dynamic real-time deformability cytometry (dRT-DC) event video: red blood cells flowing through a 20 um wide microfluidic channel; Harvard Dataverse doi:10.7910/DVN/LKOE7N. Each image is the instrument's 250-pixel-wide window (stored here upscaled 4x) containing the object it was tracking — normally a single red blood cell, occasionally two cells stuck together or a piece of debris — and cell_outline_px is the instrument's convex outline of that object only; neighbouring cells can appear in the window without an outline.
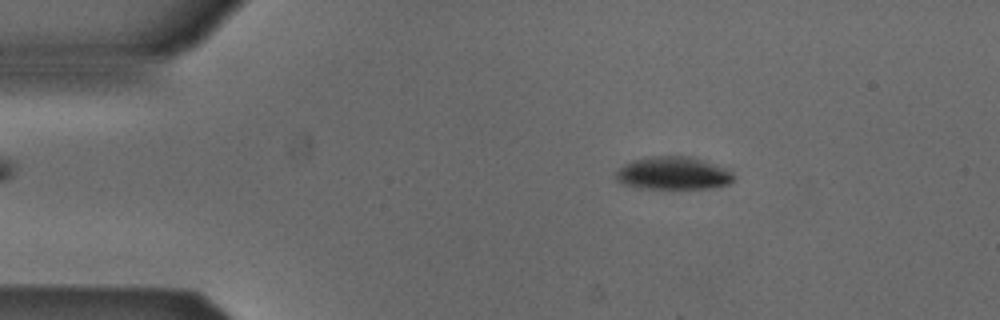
{"species": "Egyptian fruit bat (a non-hibernating species)", "species_latin": "Rousettus aegyptiacus", "temperature_condition": "cold", "stored_images_in_passage": 52, "camera_frame_rate_fps": 3000, "um_per_image_px": 0.085, "animal": {"sex": "male"}, "frame": {"image": 1, "passage_image": 8, "time_ms": 2.333, "image_size_px": [1000, 320], "cell_outline_px": [[732, 180], [728, 184], [716, 188], [672, 192], [636, 188], [620, 184], [616, 180], [616, 172], [624, 164], [632, 160], [652, 156], [696, 156], [724, 168], [732, 172]], "centroid_in_image_um": [57.2, 14.79], "position_along_channel_um": 27.8, "area_um2": 23.87}}
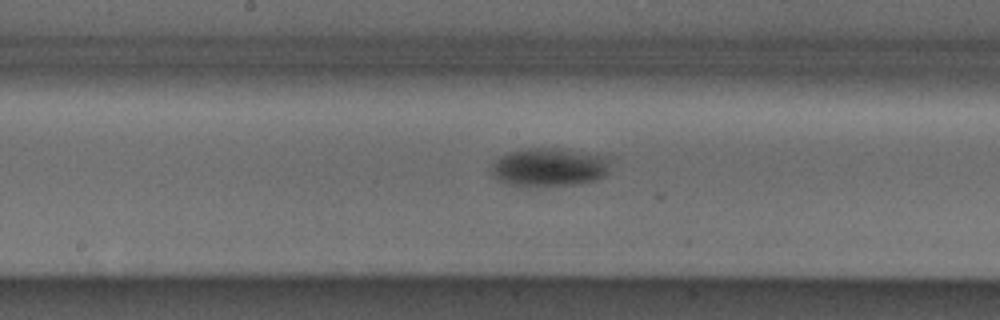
{"frame": {"image": 2, "passage_image": 26, "time_ms": 8.333, "image_size_px": [1000, 320], "cell_outline_px": [[608, 172], [604, 176], [596, 180], [580, 184], [520, 188], [496, 180], [492, 176], [488, 168], [496, 160], [508, 152], [528, 148], [560, 148], [608, 156]], "centroid_in_image_um": [46.62, 14.24], "position_along_channel_um": 201.6, "area_um2": 27.4}}
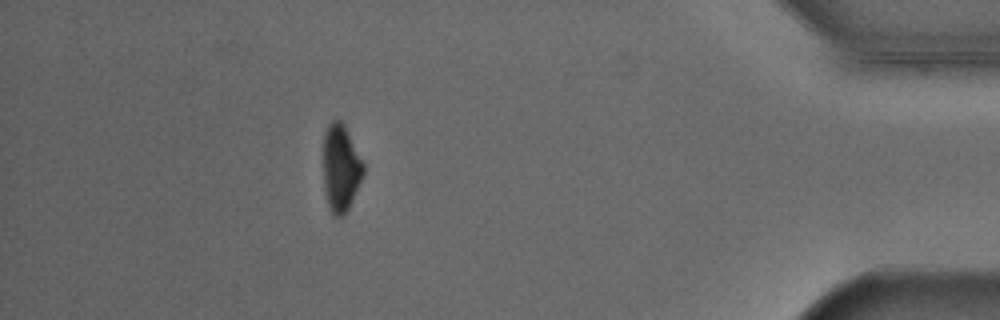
{"frame": {"image": 3, "passage_image": 46, "time_ms": 15.0, "image_size_px": [1000, 320], "cell_outline_px": [[364, 172], [348, 208], [344, 216], [332, 216], [324, 192], [324, 132], [328, 124], [332, 120], [340, 120], [344, 124], [364, 164]], "centroid_in_image_um": [28.95, 14.27], "position_along_channel_um": 406.3, "area_um2": 20.11}, "authors_computed_cell_mechanics": {"area_um2": 24.1604, "velocity_mm_per_s": 3.8648, "shape_relaxation_time_tau1_ms": 2.3997, "shape_relaxation_time_tau2_ms": null, "deformation_change_tau1": 0.0969, "deformation_change_tau2": null}}